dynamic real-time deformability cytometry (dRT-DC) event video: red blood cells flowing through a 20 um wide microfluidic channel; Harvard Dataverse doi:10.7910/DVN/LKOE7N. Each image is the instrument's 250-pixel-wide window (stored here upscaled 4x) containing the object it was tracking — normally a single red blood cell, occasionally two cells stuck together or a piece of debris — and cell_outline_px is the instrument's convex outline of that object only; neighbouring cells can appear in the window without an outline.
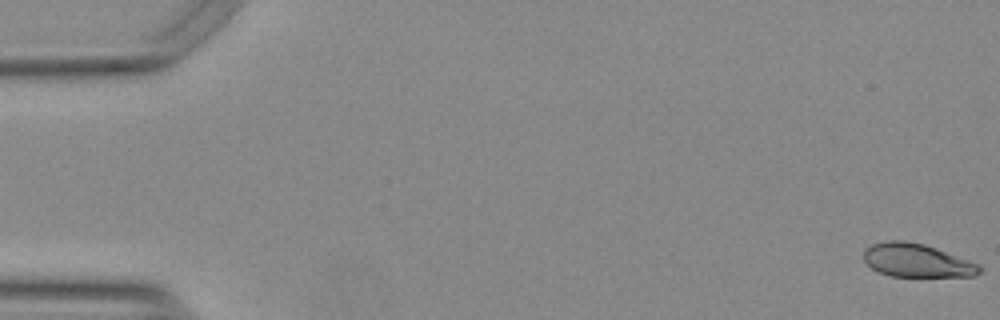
{"species": "Egyptian fruit bat (a non-hibernating species)", "species_latin": "Rousettus aegyptiacus", "temperature_condition": "warm", "stored_images_in_passage": 56, "segment_of_instrument_passage": [1, 2], "camera_frame_rate_fps": 3000, "um_per_image_px": 0.085, "animal": {"sex": "female"}, "frame": {"image": 1, "passage_image": 1, "time_ms": 0.0, "image_size_px": [1000, 320], "cell_outline_px": [[984, 268], [976, 276], [892, 276], [880, 272], [872, 268], [864, 260], [864, 248], [872, 244], [888, 240], [904, 240], [924, 244], [936, 248], [980, 264]], "centroid_in_image_um": [77.95, 22.13], "position_along_channel_um": 7.1, "area_um2": 22.54}}
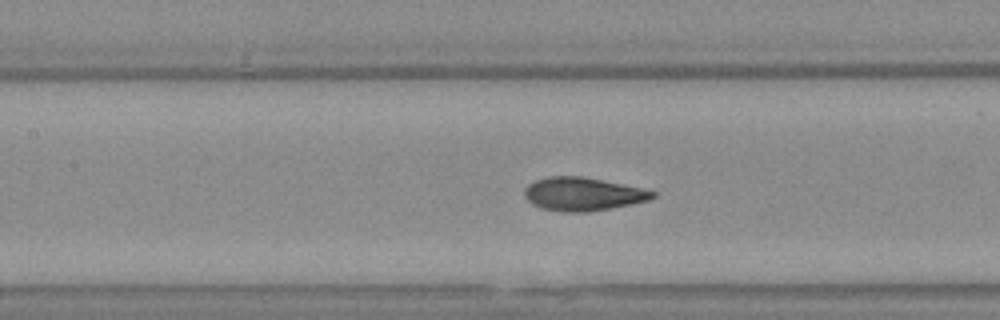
{"frame": {"image": 2, "passage_image": 25, "time_ms": 8.0, "image_size_px": [1000, 320], "cell_outline_px": [[656, 196], [648, 200], [632, 204], [612, 208], [588, 212], [564, 212], [540, 208], [532, 204], [524, 196], [524, 188], [528, 184], [536, 180], [548, 176], [584, 176], [640, 188], [656, 192]], "centroid_in_image_um": [49.51, 16.5], "position_along_channel_um": 157.9, "area_um2": 24.91}}
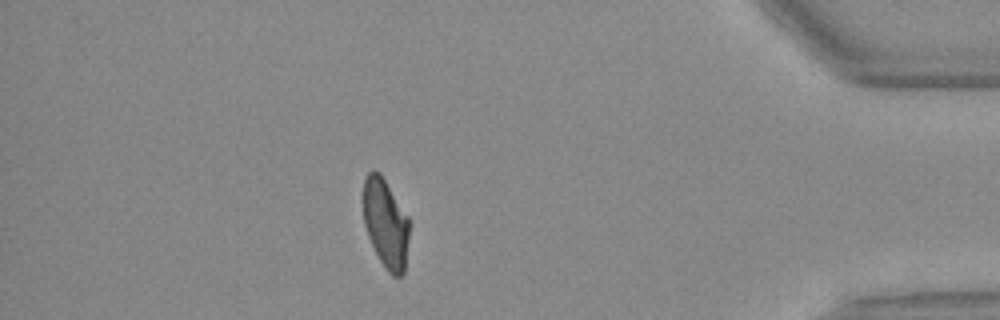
{"frame": {"image": 3, "passage_image": 48, "time_ms": 15.667, "image_size_px": [1000, 320], "cell_outline_px": [[408, 240], [404, 272], [400, 276], [392, 276], [388, 272], [380, 260], [368, 236], [364, 224], [364, 180], [368, 172], [372, 168], [380, 172], [408, 216]], "centroid_in_image_um": [32.78, 18.96], "position_along_channel_um": 402.4, "area_um2": 23.64}}